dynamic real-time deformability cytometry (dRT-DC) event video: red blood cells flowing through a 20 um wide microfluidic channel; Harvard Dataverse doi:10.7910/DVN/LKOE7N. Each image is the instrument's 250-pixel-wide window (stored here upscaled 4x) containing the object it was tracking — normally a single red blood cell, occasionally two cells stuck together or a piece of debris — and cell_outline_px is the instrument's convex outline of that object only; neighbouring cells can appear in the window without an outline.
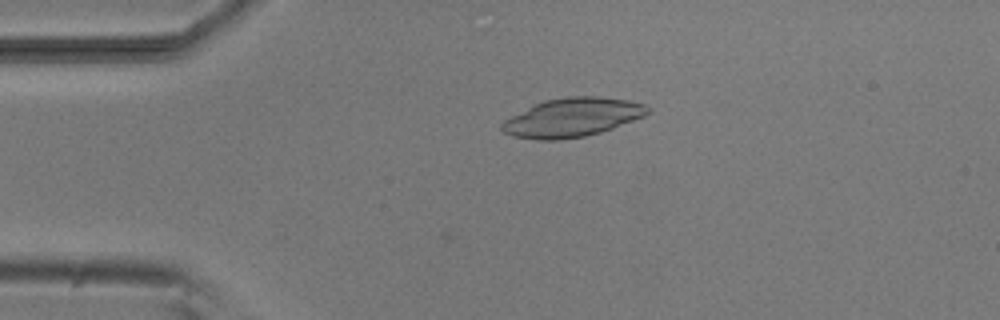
{"species": "common noctule bat (a hibernating species)", "species_latin": "Nyctalus noctula", "temperature_condition": "room temperature", "stored_images_in_passage": 5, "camera_frame_rate_fps": 3000, "um_per_image_px": 0.085, "animal": {"sex": "male", "body_mass_g": 20.5, "forearm_length_mm": 52.5}, "frame": {"image": 1, "passage_image": 5, "time_ms": 1.333, "image_size_px": [1000, 320], "cell_outline_px": [[652, 112], [644, 116], [612, 128], [600, 132], [584, 136], [560, 140], [540, 140], [516, 136], [504, 132], [500, 128], [500, 124], [504, 120], [544, 100], [568, 96], [600, 96], [628, 100], [644, 104]], "centroid_in_image_um": [48.67, 9.98], "position_along_channel_um": 36.3, "area_um2": 32.66}}